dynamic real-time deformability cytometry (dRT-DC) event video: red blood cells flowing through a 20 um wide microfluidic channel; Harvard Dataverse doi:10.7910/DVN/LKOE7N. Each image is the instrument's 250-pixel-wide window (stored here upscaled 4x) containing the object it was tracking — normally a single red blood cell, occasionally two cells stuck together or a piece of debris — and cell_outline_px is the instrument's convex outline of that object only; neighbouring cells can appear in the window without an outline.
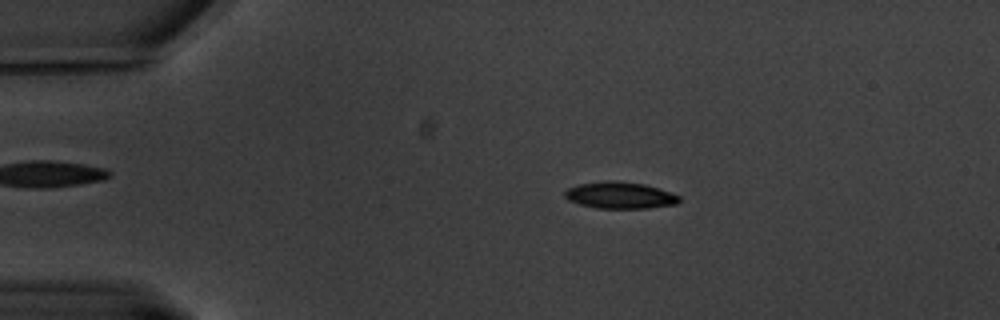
{"species": "common noctule bat (a hibernating species)", "species_latin": "Nyctalus noctula", "temperature_condition": "warm", "stored_images_in_passage": 62, "camera_frame_rate_fps": 3000, "um_per_image_px": 0.085, "animal": {"sex": "male", "body_mass_g": 20.1, "forearm_length_mm": 53.5}, "frame": {"image": 1, "passage_image": 12, "time_ms": 3.667, "image_size_px": [1000, 320], "cell_outline_px": [[680, 200], [676, 204], [648, 208], [596, 208], [580, 204], [568, 200], [564, 196], [564, 192], [568, 188], [576, 184], [612, 180], [616, 180], [644, 184], [660, 188], [680, 196]], "centroid_in_image_um": [52.69, 16.59], "position_along_channel_um": 32.3, "area_um2": 17.86}}
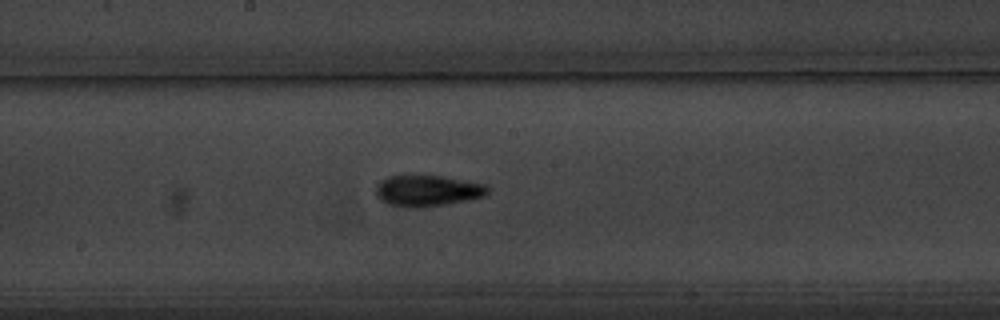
{"frame": {"image": 2, "passage_image": 33, "time_ms": 10.667, "image_size_px": [1000, 320], "cell_outline_px": [[488, 192], [484, 196], [468, 200], [444, 204], [408, 208], [388, 204], [380, 200], [376, 192], [376, 184], [380, 180], [388, 176], [444, 176], [484, 184], [488, 188]], "centroid_in_image_um": [36.3, 16.21], "position_along_channel_um": 211.9, "area_um2": 20.06}}
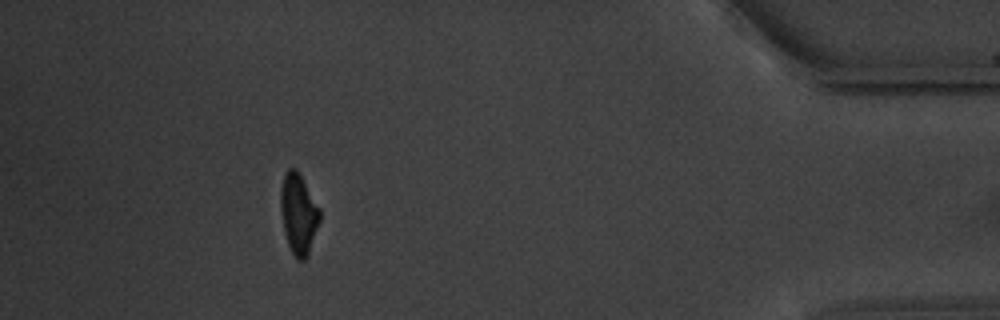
{"frame": {"image": 3, "passage_image": 56, "time_ms": 18.333, "image_size_px": [1000, 320], "cell_outline_px": [[320, 220], [308, 256], [304, 260], [296, 260], [288, 244], [284, 232], [280, 208], [280, 188], [284, 172], [288, 168], [296, 168], [320, 208]], "centroid_in_image_um": [25.36, 18.16], "position_along_channel_um": 409.8, "area_um2": 18.5}, "authors_computed_cell_mechanics": {"area_um2": 18.4093, "velocity_mm_per_s": 3.2639, "shape_relaxation_time_tau1_ms": 3.5181, "shape_relaxation_time_tau2_ms": 6.0532, "deformation_change_tau1": 0.1551, "deformation_change_tau2": 0.0986}}